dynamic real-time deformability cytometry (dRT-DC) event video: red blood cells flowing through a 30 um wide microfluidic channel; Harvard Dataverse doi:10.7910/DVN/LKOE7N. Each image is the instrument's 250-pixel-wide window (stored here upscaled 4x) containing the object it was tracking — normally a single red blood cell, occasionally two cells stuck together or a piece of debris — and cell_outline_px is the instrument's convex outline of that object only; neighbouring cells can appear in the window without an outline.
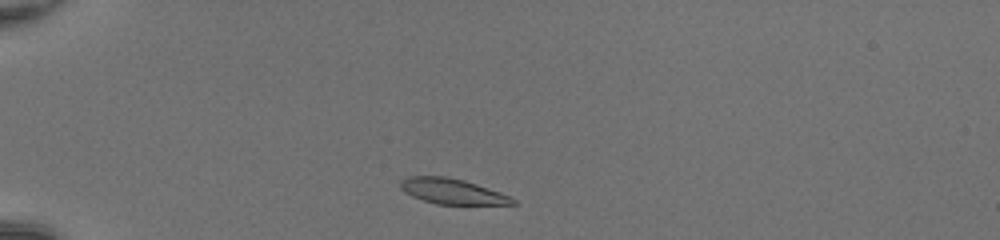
{"species": "common noctule bat (a hibernating species)", "species_latin": "Nyctalus noctula", "temperature_condition": "room temperature", "stored_images_in_passage": 38, "camera_frame_rate_fps": 3000, "um_per_image_px": 0.085, "animal": {"sex": "female", "body_mass_g": 20.0, "forearm_length_mm": 54.0}, "frame": {"image": 1, "passage_image": 2, "time_ms": 0.333, "image_size_px": [1000, 240], "cell_outline_px": [[516, 204], [436, 204], [412, 196], [404, 192], [400, 188], [400, 180], [408, 176], [444, 176], [464, 180], [500, 192], [516, 200]], "centroid_in_image_um": [38.39, 16.25], "position_along_channel_um": 46.6, "area_um2": 16.47}}
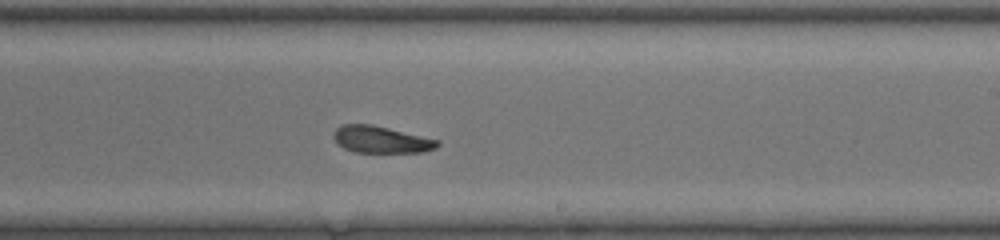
{"frame": {"image": 2, "passage_image": 20, "time_ms": 6.333, "image_size_px": [1000, 240], "cell_outline_px": [[440, 144], [436, 148], [424, 152], [356, 152], [344, 148], [332, 136], [336, 128], [340, 124], [372, 124], [440, 140]], "centroid_in_image_um": [32.41, 11.85], "position_along_channel_um": 256.6, "area_um2": 16.24}}
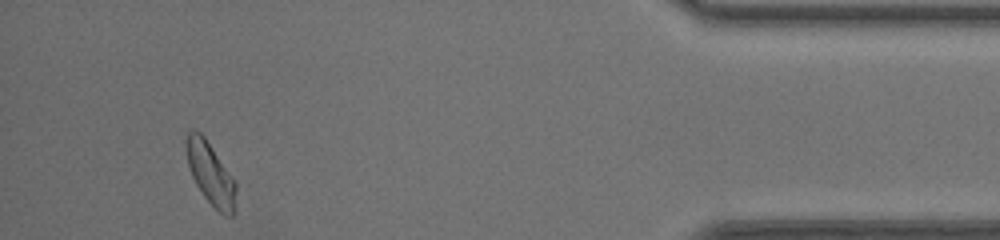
{"frame": {"image": 3, "passage_image": 35, "time_ms": 11.333, "image_size_px": [1000, 240], "cell_outline_px": [[236, 212], [232, 216], [224, 216], [204, 196], [196, 184], [192, 176], [188, 164], [184, 144], [184, 140], [188, 132], [192, 128], [200, 132], [204, 136], [236, 184]], "centroid_in_image_um": [17.88, 14.75], "position_along_channel_um": 417.3, "area_um2": 17.92}, "authors_computed_cell_mechanics": {"area_um2": 17.34, "velocity_mm_per_s": 4.2372, "shape_relaxation_time_tau1_ms": null, "shape_relaxation_time_tau2_ms": 2.0373, "deformation_change_tau1": null, "deformation_change_tau2": 0.1008}}